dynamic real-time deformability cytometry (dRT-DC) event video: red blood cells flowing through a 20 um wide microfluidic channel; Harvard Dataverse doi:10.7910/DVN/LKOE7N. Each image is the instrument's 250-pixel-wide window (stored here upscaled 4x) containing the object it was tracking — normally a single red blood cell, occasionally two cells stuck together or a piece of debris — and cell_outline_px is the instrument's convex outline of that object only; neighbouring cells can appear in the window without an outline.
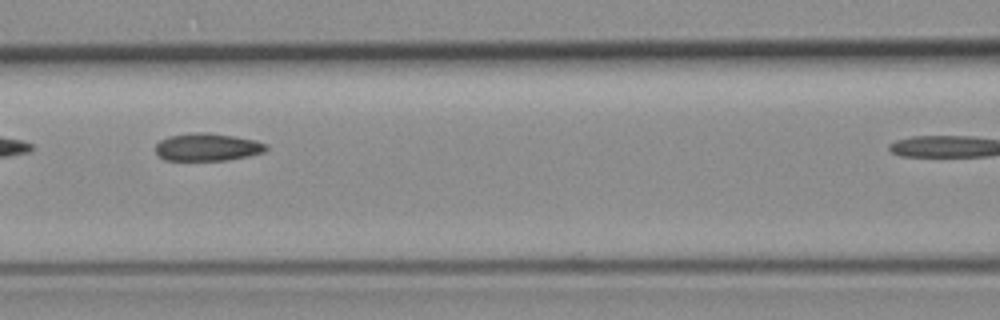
{"species": "common noctule bat (a hibernating species)", "species_latin": "Nyctalus noctula", "temperature_condition": "room temperature", "stored_images_in_passage": 6, "camera_frame_rate_fps": 3000, "um_per_image_px": 0.085, "animal": {"sex": "female", "body_mass_g": 19.3, "forearm_length_mm": 54.1}, "frame": {"image": 1, "passage_image": 5, "time_ms": 5.0, "image_size_px": [1000, 320], "cell_outline_px": [[268, 148], [264, 152], [248, 156], [224, 160], [164, 160], [156, 152], [156, 144], [160, 140], [168, 136], [192, 132], [208, 132], [256, 140], [268, 144]], "centroid_in_image_um": [17.63, 12.49], "position_along_channel_um": 149.0, "area_um2": 17.86}}